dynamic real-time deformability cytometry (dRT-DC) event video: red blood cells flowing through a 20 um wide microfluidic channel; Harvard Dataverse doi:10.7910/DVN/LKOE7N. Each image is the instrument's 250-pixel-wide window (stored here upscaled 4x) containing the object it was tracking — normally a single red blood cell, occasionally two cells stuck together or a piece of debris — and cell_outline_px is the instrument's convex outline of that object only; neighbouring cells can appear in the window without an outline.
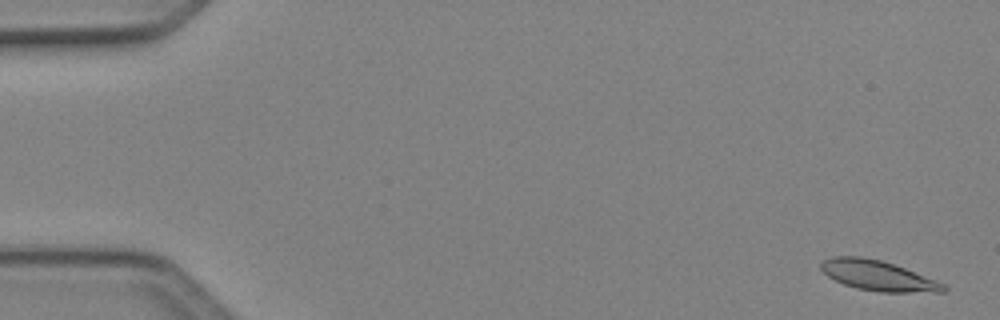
{"species": "Egyptian fruit bat (a non-hibernating species)", "species_latin": "Rousettus aegyptiacus", "temperature_condition": "cold", "stored_images_in_passage": 50, "camera_frame_rate_fps": 3000, "um_per_image_px": 0.085, "animal": {"sex": "female"}, "frame": {"image": 1, "passage_image": 2, "time_ms": 0.333, "image_size_px": [1000, 320], "cell_outline_px": [[948, 292], [880, 292], [856, 288], [844, 284], [828, 276], [820, 268], [820, 264], [824, 260], [832, 256], [860, 256], [880, 260], [904, 268], [944, 284], [948, 288]], "centroid_in_image_um": [74.62, 23.43], "position_along_channel_um": 10.4, "area_um2": 21.27}}
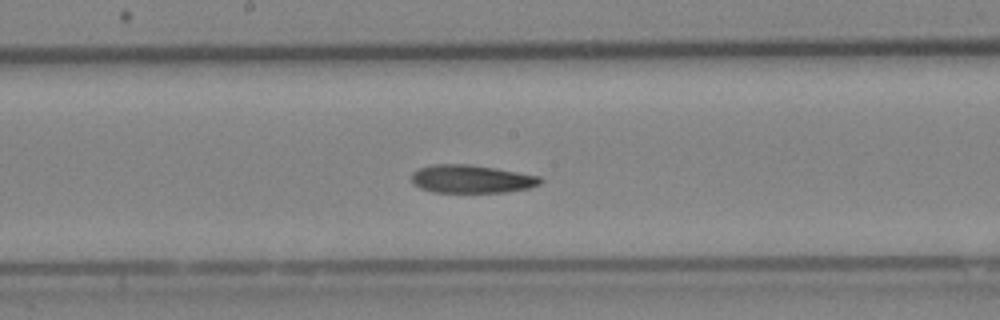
{"frame": {"image": 2, "passage_image": 27, "time_ms": 8.667, "image_size_px": [1000, 320], "cell_outline_px": [[544, 180], [540, 184], [528, 188], [504, 192], [432, 192], [420, 188], [412, 184], [412, 172], [420, 168], [432, 164], [468, 164], [496, 168], [540, 176]], "centroid_in_image_um": [40.06, 15.21], "position_along_channel_um": 208.1, "area_um2": 21.15}}
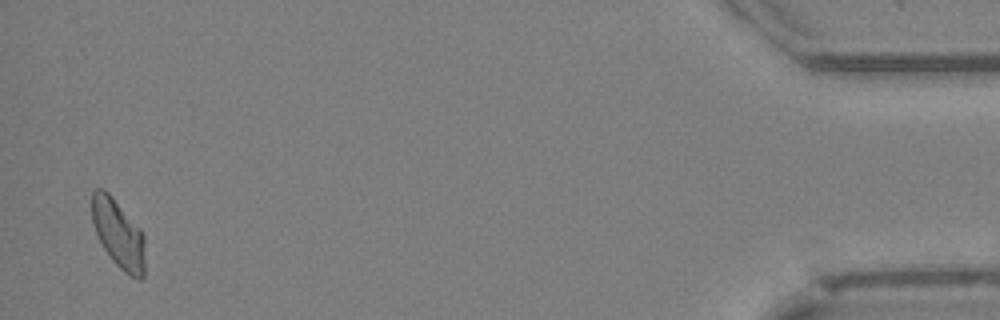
{"frame": {"image": 3, "passage_image": 49, "time_ms": 16.0, "image_size_px": [1000, 320], "cell_outline_px": [[144, 276], [140, 280], [128, 276], [112, 260], [104, 248], [96, 232], [92, 220], [92, 192], [96, 188], [104, 188], [112, 196], [140, 228], [144, 236]], "centroid_in_image_um": [10.07, 19.88], "position_along_channel_um": 425.1, "area_um2": 21.15}}